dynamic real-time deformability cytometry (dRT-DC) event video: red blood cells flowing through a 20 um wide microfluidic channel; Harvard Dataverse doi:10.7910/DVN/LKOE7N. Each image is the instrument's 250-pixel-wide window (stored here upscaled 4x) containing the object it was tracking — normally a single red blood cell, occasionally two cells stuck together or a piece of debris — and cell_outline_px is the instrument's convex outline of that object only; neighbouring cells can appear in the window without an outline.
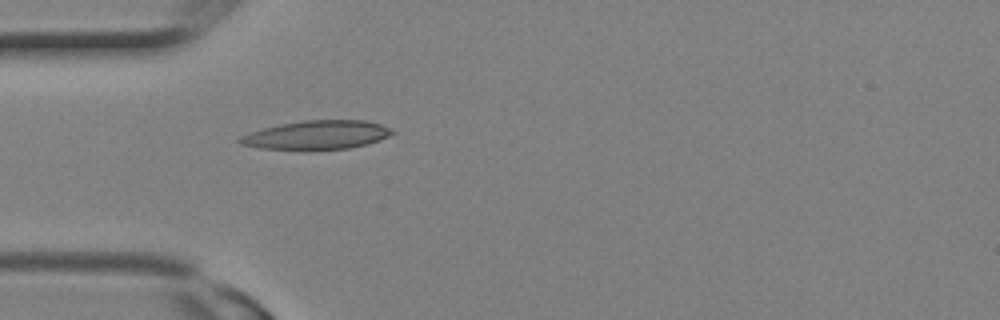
{"species": "Egyptian fruit bat (a non-hibernating species)", "species_latin": "Rousettus aegyptiacus", "temperature_condition": "room temperature", "stored_images_in_passage": 2, "camera_frame_rate_fps": 3000, "um_per_image_px": 0.085, "animal": {"sex": "female"}, "frame": {"image": 1, "passage_image": 2, "time_ms": 0.333, "image_size_px": [1000, 320], "cell_outline_px": [[396, 132], [380, 140], [368, 144], [348, 148], [308, 152], [260, 148], [240, 144], [236, 140], [240, 136], [264, 128], [280, 124], [304, 120], [364, 120], [380, 124], [392, 128]], "centroid_in_image_um": [26.92, 11.51], "position_along_channel_um": 58.1, "area_um2": 26.3}}